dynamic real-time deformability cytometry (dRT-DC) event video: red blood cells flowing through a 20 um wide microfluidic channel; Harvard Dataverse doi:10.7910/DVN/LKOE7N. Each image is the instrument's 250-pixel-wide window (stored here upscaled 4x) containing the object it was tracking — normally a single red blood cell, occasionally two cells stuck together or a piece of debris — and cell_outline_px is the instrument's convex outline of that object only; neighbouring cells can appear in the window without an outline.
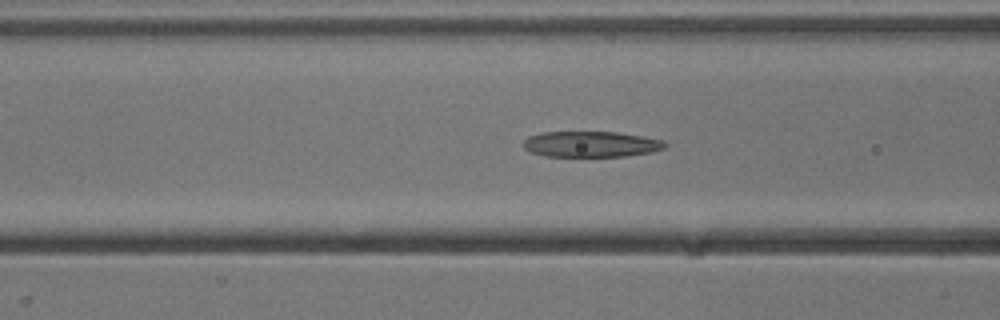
{"species": "common noctule bat (a hibernating species)", "species_latin": "Nyctalus noctula", "temperature_condition": "cold", "stored_images_in_passage": 23, "camera_frame_rate_fps": 3000, "um_per_image_px": 0.085, "animal": {"sex": "male", "body_mass_g": 13.3}, "frame": {"image": 1, "passage_image": 20, "time_ms": 6.333, "image_size_px": [1000, 320], "cell_outline_px": [[668, 144], [664, 148], [652, 152], [624, 156], [544, 156], [532, 152], [524, 148], [524, 140], [528, 136], [540, 132], [616, 132], [664, 140]], "centroid_in_image_um": [50.23, 12.25], "position_along_channel_um": 116.4, "area_um2": 21.21}}
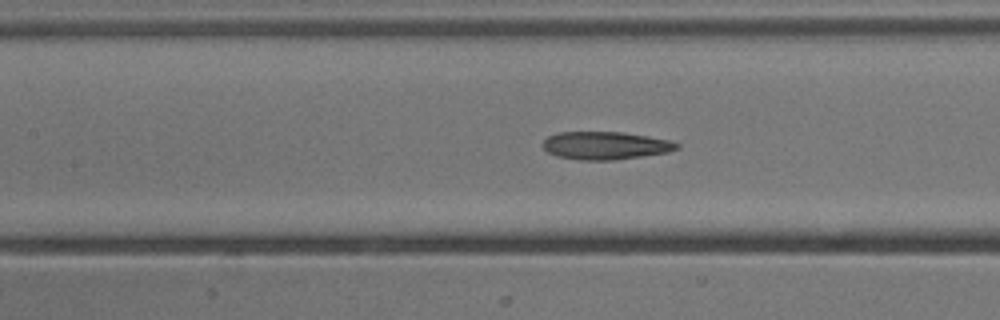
{"frame": {"image": 2, "passage_image": 23, "time_ms": 7.333, "image_size_px": [1000, 320], "cell_outline_px": [[680, 148], [668, 152], [612, 160], [580, 160], [556, 156], [548, 152], [544, 148], [544, 140], [548, 136], [556, 132], [620, 132], [648, 136], [672, 140], [680, 144]], "centroid_in_image_um": [51.48, 12.36], "position_along_channel_um": 155.9, "area_um2": 21.73}}